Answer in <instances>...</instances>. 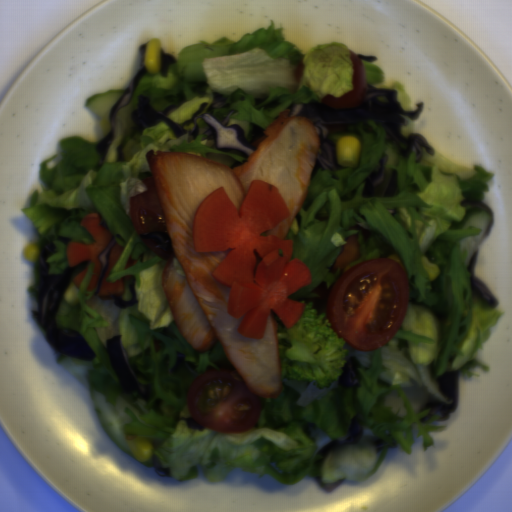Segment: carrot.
Listing matches in <instances>:
<instances>
[{
    "label": "carrot",
    "mask_w": 512,
    "mask_h": 512,
    "mask_svg": "<svg viewBox=\"0 0 512 512\" xmlns=\"http://www.w3.org/2000/svg\"><path fill=\"white\" fill-rule=\"evenodd\" d=\"M290 215L277 187L256 179L250 181L239 212L222 186L205 196L195 212V252L228 250L211 276L231 287L227 313L243 316L236 327L241 337L263 339L272 311L289 330L306 307L289 296L312 284L308 266L292 259V241L262 235Z\"/></svg>",
    "instance_id": "obj_1"
},
{
    "label": "carrot",
    "mask_w": 512,
    "mask_h": 512,
    "mask_svg": "<svg viewBox=\"0 0 512 512\" xmlns=\"http://www.w3.org/2000/svg\"><path fill=\"white\" fill-rule=\"evenodd\" d=\"M80 223L87 228L95 242L94 244H81L72 241L67 247V255L70 267L85 261H91L94 264L93 274L86 290L89 292L96 288L100 275L102 264L99 255L114 234L102 224L101 216L98 213H89Z\"/></svg>",
    "instance_id": "obj_2"
},
{
    "label": "carrot",
    "mask_w": 512,
    "mask_h": 512,
    "mask_svg": "<svg viewBox=\"0 0 512 512\" xmlns=\"http://www.w3.org/2000/svg\"><path fill=\"white\" fill-rule=\"evenodd\" d=\"M125 247L117 244L111 249L108 255V267L104 275L100 291L97 295L101 300H112L119 298L125 293V277L120 278L115 282H109L108 278L111 275L115 265L117 264Z\"/></svg>",
    "instance_id": "obj_3"
},
{
    "label": "carrot",
    "mask_w": 512,
    "mask_h": 512,
    "mask_svg": "<svg viewBox=\"0 0 512 512\" xmlns=\"http://www.w3.org/2000/svg\"><path fill=\"white\" fill-rule=\"evenodd\" d=\"M87 269H88V267L75 274L72 282L77 289H80V287L86 277Z\"/></svg>",
    "instance_id": "obj_4"
}]
</instances>
